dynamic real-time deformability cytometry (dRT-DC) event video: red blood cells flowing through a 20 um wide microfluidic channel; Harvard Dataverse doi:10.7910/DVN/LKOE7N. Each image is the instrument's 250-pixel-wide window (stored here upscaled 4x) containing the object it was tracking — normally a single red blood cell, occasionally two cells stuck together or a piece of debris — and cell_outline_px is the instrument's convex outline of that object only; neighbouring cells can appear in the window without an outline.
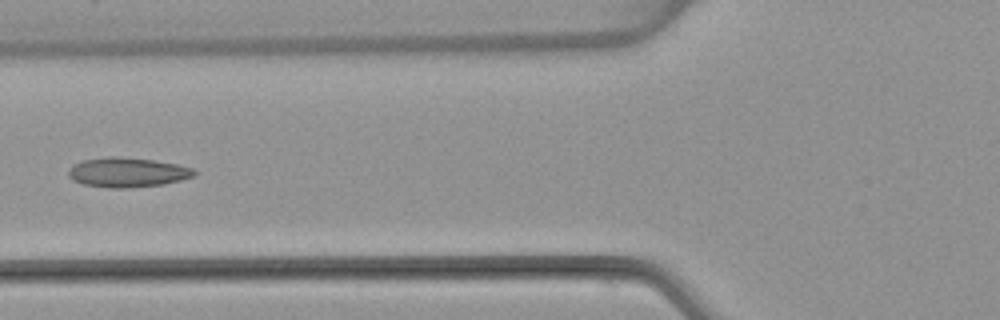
{"species": "common noctule bat (a hibernating species)", "species_latin": "Nyctalus noctula", "temperature_condition": "warm", "stored_images_in_passage": 6, "camera_frame_rate_fps": 3000, "um_per_image_px": 0.085, "animal": {"sex": "female", "body_mass_g": 22.7, "forearm_length_mm": 54.2}, "frame": {"image": 1, "passage_image": 6, "time_ms": 6.0, "image_size_px": [1000, 320], "cell_outline_px": [[196, 172], [192, 176], [180, 180], [164, 184], [128, 188], [108, 188], [84, 184], [72, 180], [68, 176], [68, 168], [72, 164], [80, 160], [112, 156], [120, 156], [152, 160], [176, 164], [192, 168]], "centroid_in_image_um": [10.76, 14.64], "position_along_channel_um": 115.0, "area_um2": 21.79}}